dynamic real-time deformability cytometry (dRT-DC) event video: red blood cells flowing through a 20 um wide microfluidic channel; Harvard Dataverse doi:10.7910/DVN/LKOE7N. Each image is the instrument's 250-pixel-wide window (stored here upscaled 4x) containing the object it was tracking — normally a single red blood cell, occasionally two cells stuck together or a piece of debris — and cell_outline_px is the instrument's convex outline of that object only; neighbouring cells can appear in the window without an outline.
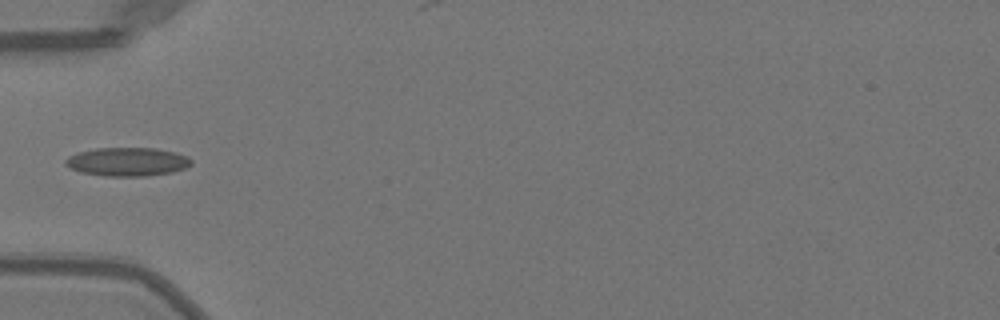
{"species": "Egyptian fruit bat (a non-hibernating species)", "species_latin": "Rousettus aegyptiacus", "temperature_condition": "warm", "stored_images_in_passage": 34, "camera_frame_rate_fps": 3000, "um_per_image_px": 0.085, "animal": {"sex": "female"}, "frame": {"image": 1, "passage_image": 1, "time_ms": 0.0, "image_size_px": [1000, 320], "cell_outline_px": [[192, 164], [184, 168], [172, 172], [144, 176], [104, 176], [80, 172], [64, 164], [64, 160], [68, 156], [80, 152], [96, 148], [156, 148], [176, 152], [188, 156], [192, 160]], "centroid_in_image_um": [10.84, 13.74], "position_along_channel_um": 74.2, "area_um2": 20.98}}
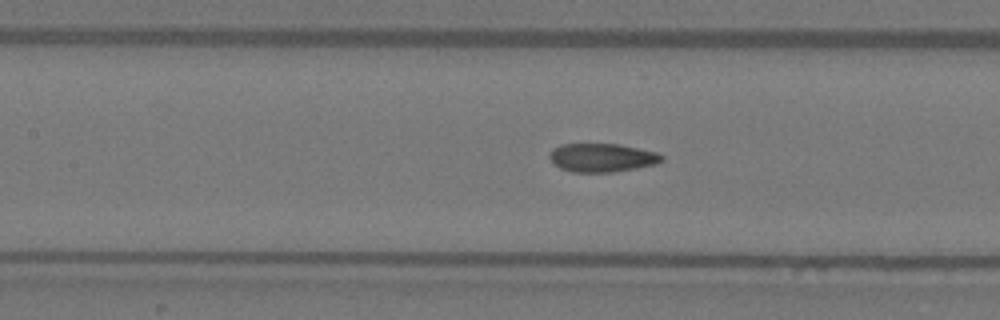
{"frame": {"image": 2, "passage_image": 7, "time_ms": 2.0, "image_size_px": [1000, 320], "cell_outline_px": [[664, 160], [656, 164], [636, 168], [612, 172], [572, 172], [560, 168], [548, 156], [548, 152], [552, 148], [560, 144], [620, 144], [656, 152], [664, 156]], "centroid_in_image_um": [51.16, 13.39], "position_along_channel_um": 156.2, "area_um2": 18.73}}
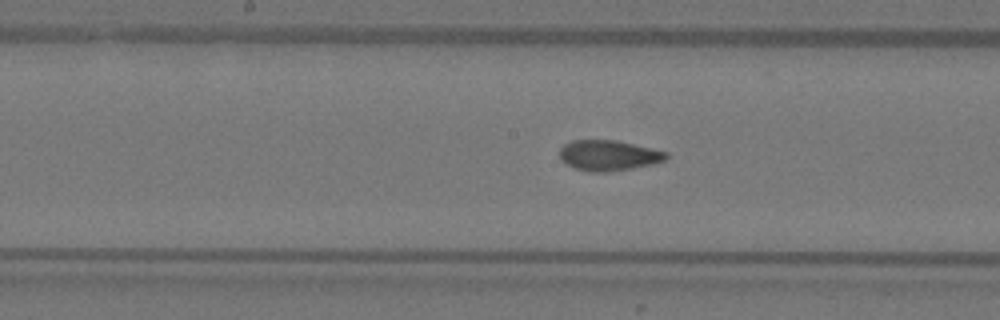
{"frame": {"image": 3, "passage_image": 10, "time_ms": 3.0, "image_size_px": [1000, 320], "cell_outline_px": [[668, 156], [664, 160], [652, 164], [632, 168], [604, 172], [588, 172], [576, 168], [560, 160], [560, 148], [564, 144], [572, 140], [616, 140], [668, 152]], "centroid_in_image_um": [51.71, 13.2], "position_along_channel_um": 196.5, "area_um2": 18.79}}